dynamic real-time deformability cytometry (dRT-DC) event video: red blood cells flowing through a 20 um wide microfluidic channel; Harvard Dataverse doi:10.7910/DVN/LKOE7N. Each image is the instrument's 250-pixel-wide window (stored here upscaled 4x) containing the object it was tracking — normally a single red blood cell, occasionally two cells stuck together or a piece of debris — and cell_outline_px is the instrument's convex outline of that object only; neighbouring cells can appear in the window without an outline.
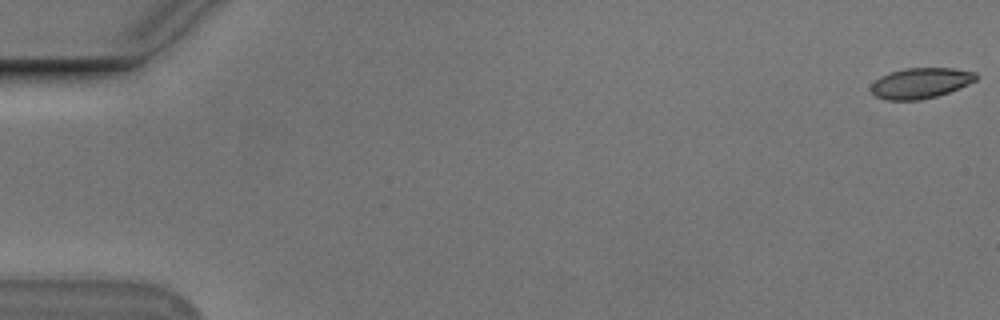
{"species": "Egyptian fruit bat (a non-hibernating species)", "species_latin": "Rousettus aegyptiacus", "temperature_condition": "cold", "stored_images_in_passage": 55, "camera_frame_rate_fps": 3000, "um_per_image_px": 0.085, "animal": {"sex": "male"}, "frame": {"image": 1, "passage_image": 1, "time_ms": 0.0, "image_size_px": [1000, 320], "cell_outline_px": [[980, 76], [976, 80], [968, 84], [948, 92], [936, 96], [920, 100], [888, 100], [876, 96], [872, 92], [872, 84], [880, 76], [904, 68], [952, 68], [976, 72]], "centroid_in_image_um": [78.28, 7.05], "position_along_channel_um": 6.7, "area_um2": 18.55}}
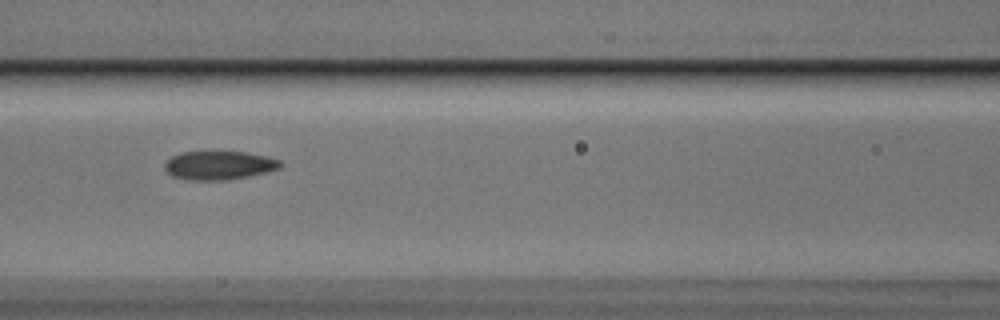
{"frame": {"image": 2, "passage_image": 25, "time_ms": 8.0, "image_size_px": [1000, 320], "cell_outline_px": [[280, 168], [248, 176], [224, 180], [188, 180], [172, 176], [164, 168], [164, 164], [172, 156], [180, 152], [244, 152], [268, 156], [280, 160]], "centroid_in_image_um": [18.59, 14.05], "position_along_channel_um": 148.0, "area_um2": 19.13}}
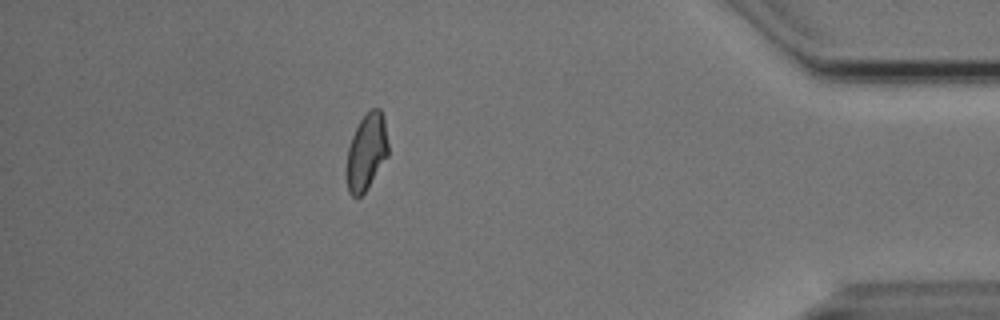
{"frame": {"image": 3, "passage_image": 49, "time_ms": 16.0, "image_size_px": [1000, 320], "cell_outline_px": [[388, 156], [364, 192], [360, 196], [352, 196], [348, 192], [348, 148], [352, 136], [360, 120], [372, 108], [380, 108], [384, 120], [388, 144]], "centroid_in_image_um": [31.17, 12.89], "position_along_channel_um": 404.0, "area_um2": 17.98}, "authors_computed_cell_mechanics": {"area_um2": 19.1896, "velocity_mm_per_s": 3.7593, "shape_relaxation_time_tau1_ms": 4.3569, "shape_relaxation_time_tau2_ms": 1.3997, "deformation_change_tau1": 0.1073, "deformation_change_tau2": 0.046}}